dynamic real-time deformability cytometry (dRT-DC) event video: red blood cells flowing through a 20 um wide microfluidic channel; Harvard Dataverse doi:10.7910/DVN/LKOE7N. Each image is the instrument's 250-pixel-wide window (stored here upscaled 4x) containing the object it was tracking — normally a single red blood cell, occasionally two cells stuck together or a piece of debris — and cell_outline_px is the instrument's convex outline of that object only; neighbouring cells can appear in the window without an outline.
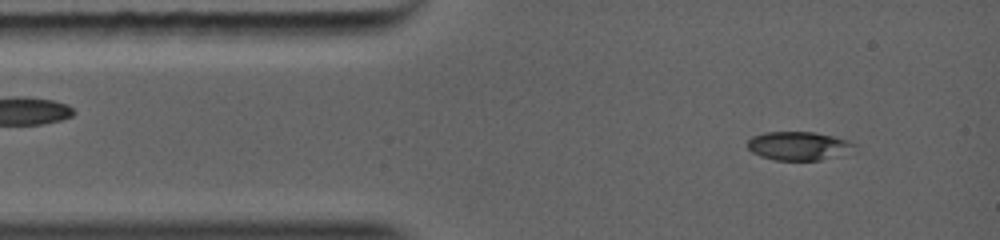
{"species": "common noctule bat (a hibernating species)", "species_latin": "Nyctalus noctula", "temperature_condition": "warm", "stored_images_in_passage": 67, "camera_frame_rate_fps": 5000, "um_per_image_px": 0.085, "animal": {"sex": "female", "body_mass_g": 19.0, "forearm_length_mm": 56.7}, "frame": {"image": 1, "passage_image": 4, "time_ms": 0.6, "image_size_px": [1000, 240], "cell_outline_px": [[840, 140], [820, 160], [772, 160], [760, 156], [752, 152], [748, 148], [748, 140], [756, 136], [772, 132], [812, 132], [828, 136]], "centroid_in_image_um": [67.31, 12.39], "position_along_channel_um": 17.7, "area_um2": 15.03}}
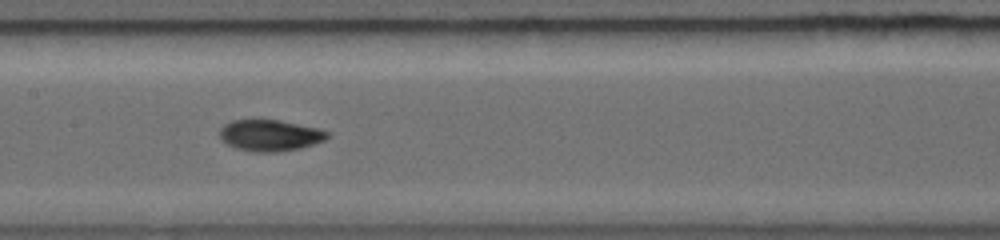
{"frame": {"image": 2, "passage_image": 26, "time_ms": 4.8, "image_size_px": [1000, 240], "cell_outline_px": [[328, 136], [312, 144], [296, 148], [272, 152], [260, 152], [240, 148], [228, 144], [224, 140], [224, 128], [228, 124], [236, 120], [272, 120], [308, 128], [324, 132]], "centroid_in_image_um": [22.9, 11.52], "position_along_channel_um": 184.5, "area_um2": 17.63}}
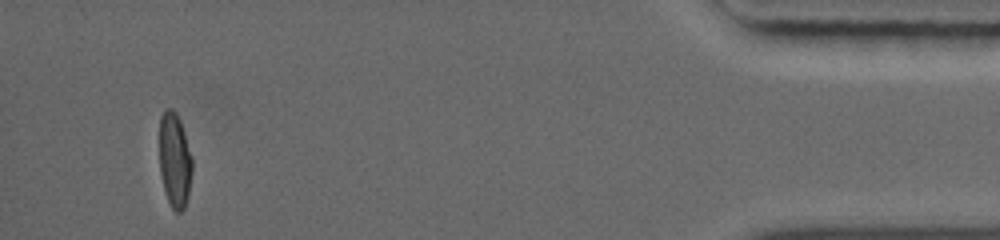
{"frame": {"image": 3, "passage_image": 59, "time_ms": 11.4, "image_size_px": [1000, 240], "cell_outline_px": [[192, 168], [188, 196], [184, 208], [180, 212], [176, 212], [172, 208], [168, 200], [164, 188], [160, 168], [160, 120], [164, 112], [172, 112], [176, 116], [180, 124], [192, 160]], "centroid_in_image_um": [14.85, 13.74], "position_along_channel_um": 420.4, "area_um2": 17.11}}